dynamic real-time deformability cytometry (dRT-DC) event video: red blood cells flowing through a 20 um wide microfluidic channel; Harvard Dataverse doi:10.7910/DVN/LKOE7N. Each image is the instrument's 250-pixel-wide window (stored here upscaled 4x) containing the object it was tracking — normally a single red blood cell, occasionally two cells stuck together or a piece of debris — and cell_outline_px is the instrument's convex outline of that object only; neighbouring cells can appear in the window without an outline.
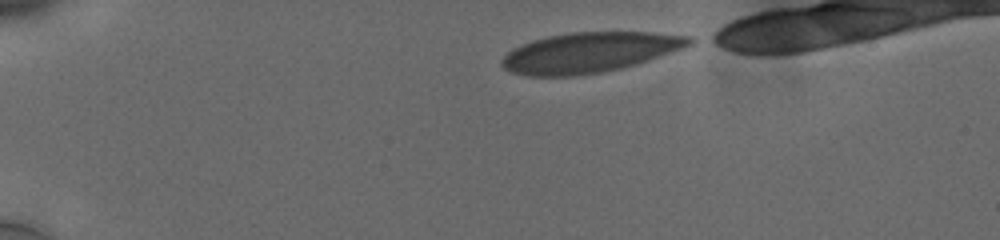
{"species": "human", "species_latin": "Homo sapiens", "temperature_condition": "cold", "stored_images_in_passage": 63, "camera_frame_rate_fps": 3000, "um_per_image_px": 0.085, "donor": {"sex": "male"}, "frame": {"image": 1, "passage_image": 1, "time_ms": 0.0, "image_size_px": [1000, 240], "cell_outline_px": [[700, 40], [684, 48], [620, 68], [604, 72], [576, 76], [528, 76], [512, 72], [504, 68], [500, 64], [500, 60], [512, 48], [520, 44], [532, 40], [548, 36], [572, 32], [648, 32], [692, 36]], "centroid_in_image_um": [50.11, 4.45], "position_along_channel_um": 34.9, "area_um2": 43.99}}
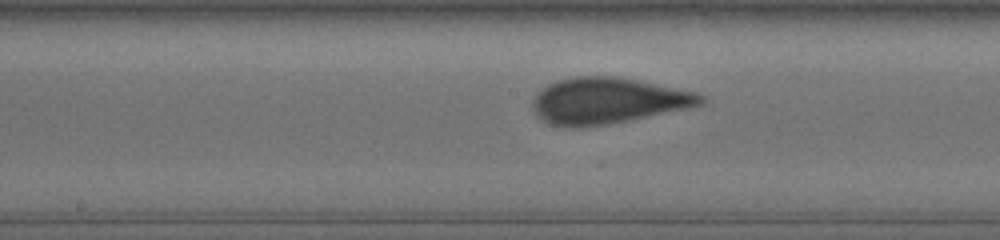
{"frame": {"image": 2, "passage_image": 31, "time_ms": 6.333, "image_size_px": [1000, 240], "cell_outline_px": [[704, 104], [688, 108], [608, 124], [584, 128], [576, 128], [548, 124], [540, 120], [536, 116], [532, 108], [532, 100], [536, 92], [540, 88], [556, 80], [576, 76], [616, 76], [696, 92], [704, 96]], "centroid_in_image_um": [51.58, 8.57], "position_along_channel_um": 196.6, "area_um2": 45.43}}
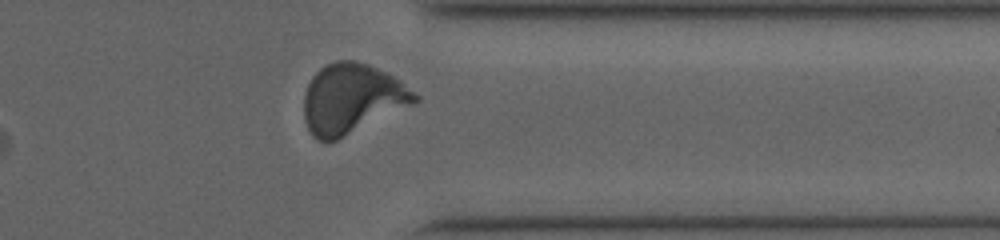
{"frame": {"image": 3, "passage_image": 55, "time_ms": 11.333, "image_size_px": [1000, 240], "cell_outline_px": [[420, 100], [412, 104], [336, 140], [316, 140], [312, 136], [304, 120], [304, 96], [308, 84], [312, 76], [320, 68], [336, 60], [352, 60], [368, 64], [400, 80], [420, 96]], "centroid_in_image_um": [29.89, 8.38], "position_along_channel_um": 381.5, "area_um2": 44.56}}